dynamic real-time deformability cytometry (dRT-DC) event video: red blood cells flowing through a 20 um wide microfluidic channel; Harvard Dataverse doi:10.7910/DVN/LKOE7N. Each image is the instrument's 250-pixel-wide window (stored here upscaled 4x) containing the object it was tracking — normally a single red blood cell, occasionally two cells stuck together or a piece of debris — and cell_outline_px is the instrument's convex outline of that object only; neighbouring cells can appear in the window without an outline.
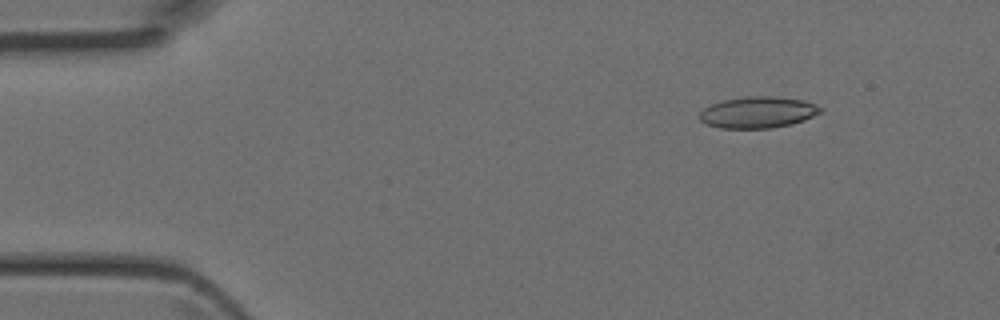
{"species": "Egyptian fruit bat (a non-hibernating species)", "species_latin": "Rousettus aegyptiacus", "temperature_condition": "room temperature", "stored_images_in_passage": 4, "camera_frame_rate_fps": 3000, "um_per_image_px": 0.085, "animal": {"sex": "female"}, "frame": {"image": 1, "passage_image": 2, "time_ms": 0.333, "image_size_px": [1000, 320], "cell_outline_px": [[824, 112], [804, 120], [792, 124], [772, 128], [720, 128], [704, 124], [700, 120], [700, 112], [704, 108], [712, 104], [724, 100], [748, 96], [776, 96], [804, 100], [816, 104]], "centroid_in_image_um": [64.45, 9.55], "position_along_channel_um": 20.6, "area_um2": 22.25}}
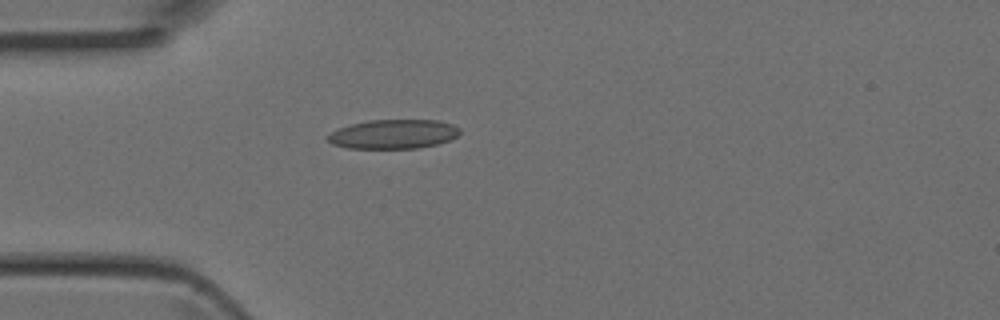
{"frame": {"image": 2, "passage_image": 4, "time_ms": 1.0, "image_size_px": [1000, 320], "cell_outline_px": [[460, 132], [452, 140], [436, 144], [416, 148], [348, 148], [332, 144], [324, 136], [340, 128], [352, 124], [368, 120], [440, 120], [452, 124], [460, 128]], "centroid_in_image_um": [33.45, 11.4], "position_along_channel_um": 51.5, "area_um2": 22.48}}